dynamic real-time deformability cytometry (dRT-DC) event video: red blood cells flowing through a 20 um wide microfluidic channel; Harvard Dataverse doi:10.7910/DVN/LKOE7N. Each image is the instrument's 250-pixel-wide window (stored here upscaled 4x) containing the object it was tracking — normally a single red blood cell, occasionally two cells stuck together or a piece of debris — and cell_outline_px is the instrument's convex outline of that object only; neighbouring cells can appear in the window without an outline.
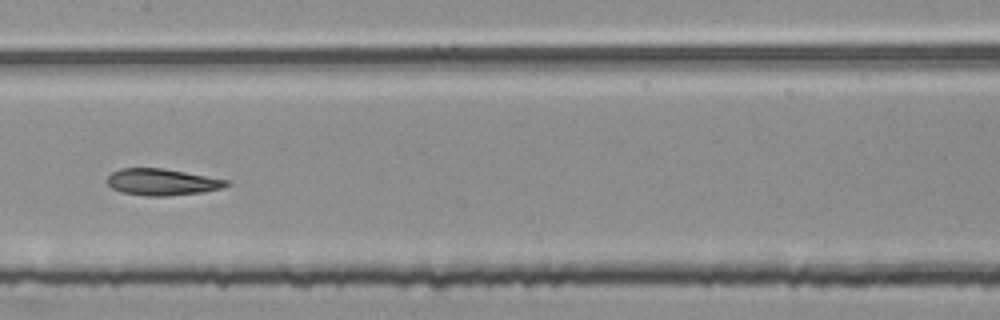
{"species": "common noctule bat (a hibernating species)", "species_latin": "Nyctalus noctula", "temperature_condition": "room temperature", "stored_images_in_passage": 54, "segment_of_instrument_passage": [2, 2], "camera_frame_rate_fps": 3000, "um_per_image_px": 0.085, "animal": {"sex": "female", "body_mass_g": 25.1}, "frame": {"image": 1, "passage_image": 28, "time_ms": 9.0, "image_size_px": [1000, 320], "cell_outline_px": [[232, 184], [220, 188], [200, 192], [168, 196], [144, 196], [120, 192], [112, 188], [104, 180], [112, 172], [120, 168], [164, 168], [228, 180]], "centroid_in_image_um": [13.72, 15.47], "position_along_channel_um": 193.7, "area_um2": 18.55}}
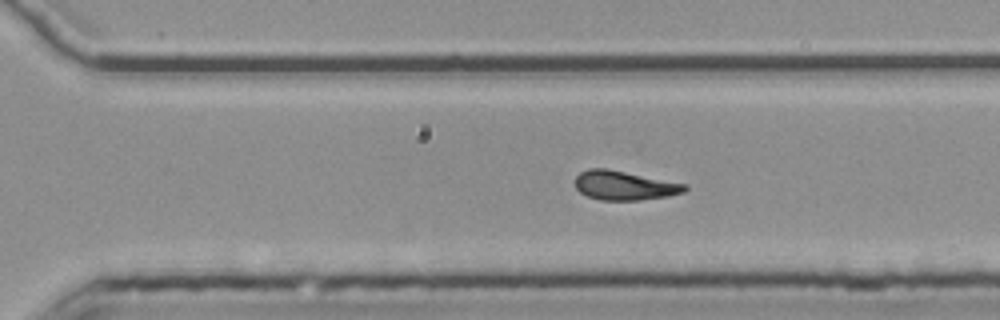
{"frame": {"image": 2, "passage_image": 38, "time_ms": 12.333, "image_size_px": [1000, 320], "cell_outline_px": [[688, 188], [684, 192], [668, 196], [640, 200], [600, 200], [588, 196], [580, 192], [576, 188], [576, 176], [580, 172], [588, 168], [608, 168], [688, 184]], "centroid_in_image_um": [53.09, 15.75], "position_along_channel_um": 317.5, "area_um2": 18.79}}
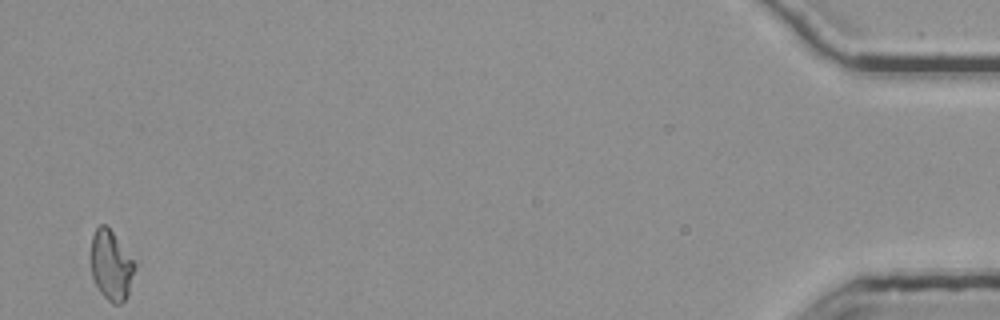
{"frame": {"image": 3, "passage_image": 54, "time_ms": 17.667, "image_size_px": [1000, 320], "cell_outline_px": [[136, 268], [128, 296], [120, 304], [112, 304], [100, 292], [92, 276], [88, 256], [92, 236], [96, 228], [100, 224], [104, 224], [112, 232], [136, 264]], "centroid_in_image_um": [9.41, 22.57], "position_along_channel_um": 425.8, "area_um2": 18.15}}